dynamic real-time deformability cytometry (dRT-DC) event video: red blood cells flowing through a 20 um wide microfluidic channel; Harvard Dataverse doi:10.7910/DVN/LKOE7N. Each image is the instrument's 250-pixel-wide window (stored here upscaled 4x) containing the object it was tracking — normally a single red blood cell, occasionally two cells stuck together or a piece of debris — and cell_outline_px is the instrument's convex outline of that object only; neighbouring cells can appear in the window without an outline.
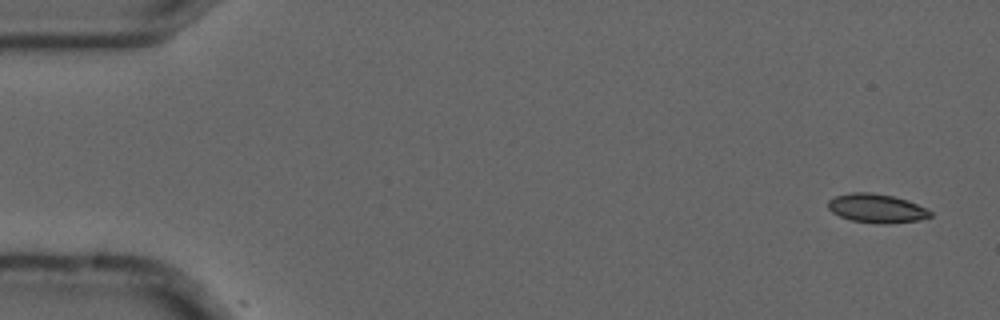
{"species": "common noctule bat (a hibernating species)", "species_latin": "Nyctalus noctula", "temperature_condition": "cold", "stored_images_in_passage": 4, "camera_frame_rate_fps": 3000, "um_per_image_px": 0.085, "animal": {"sex": "male", "forearm_length_mm": 52.5}, "frame": {"image": 1, "passage_image": 1, "time_ms": 0.0, "image_size_px": [1000, 320], "cell_outline_px": [[932, 216], [920, 220], [884, 224], [852, 220], [840, 216], [832, 212], [828, 208], [828, 200], [836, 196], [852, 192], [872, 192], [892, 196], [908, 200], [932, 212]], "centroid_in_image_um": [74.51, 17.7], "position_along_channel_um": 10.5, "area_um2": 17.05}}
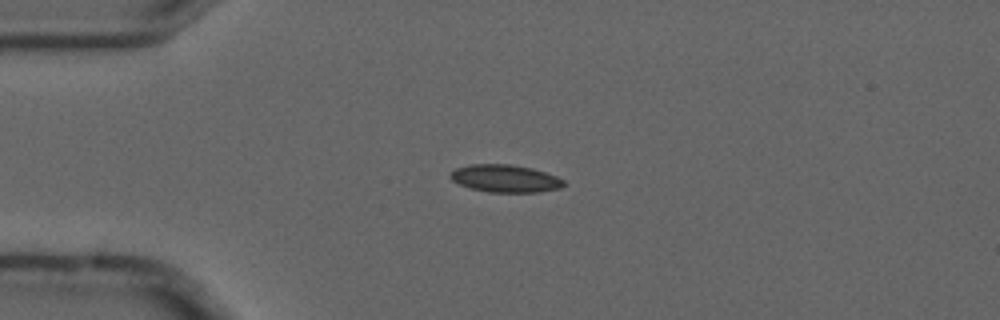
{"frame": {"image": 2, "passage_image": 4, "time_ms": 1.0, "image_size_px": [1000, 320], "cell_outline_px": [[568, 184], [560, 188], [540, 192], [488, 192], [472, 188], [460, 184], [452, 180], [448, 176], [456, 168], [468, 164], [512, 164], [532, 168], [556, 176], [564, 180]], "centroid_in_image_um": [42.97, 15.17], "position_along_channel_um": 42.0, "area_um2": 18.26}}